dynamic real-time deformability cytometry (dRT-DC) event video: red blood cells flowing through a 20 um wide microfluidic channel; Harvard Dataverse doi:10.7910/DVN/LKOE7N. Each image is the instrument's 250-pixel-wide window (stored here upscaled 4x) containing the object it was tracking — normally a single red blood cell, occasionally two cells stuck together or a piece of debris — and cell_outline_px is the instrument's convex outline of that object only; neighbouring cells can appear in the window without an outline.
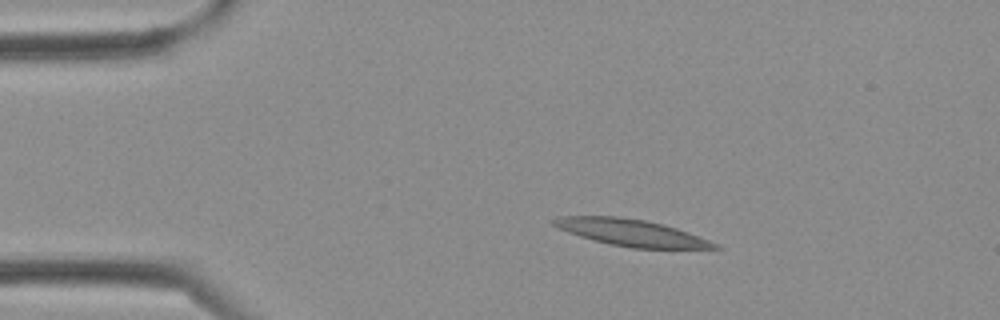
{"species": "Egyptian fruit bat (a non-hibernating species)", "species_latin": "Rousettus aegyptiacus", "temperature_condition": "cold", "stored_images_in_passage": 4, "camera_frame_rate_fps": 3000, "um_per_image_px": 0.085, "frame": {"image": 1, "passage_image": 3, "time_ms": 0.667, "image_size_px": [1000, 320], "cell_outline_px": [[724, 248], [632, 248], [592, 240], [568, 232], [552, 224], [552, 220], [560, 216], [620, 216], [644, 220], [664, 224], [688, 232], [720, 244]], "centroid_in_image_um": [53.68, 19.77], "position_along_channel_um": 31.3, "area_um2": 24.85}}
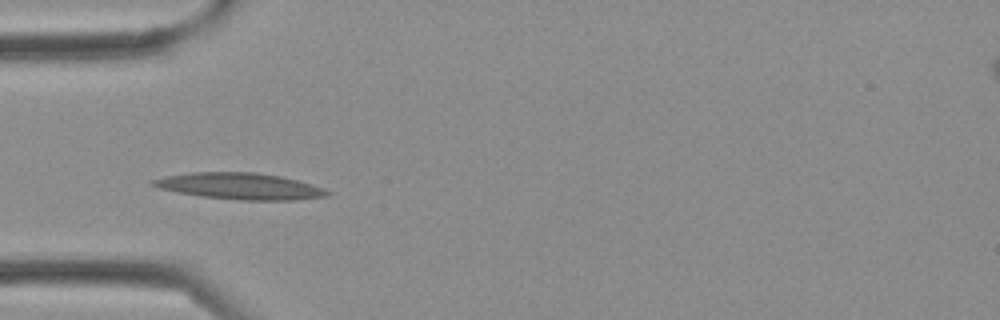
{"frame": {"image": 2, "passage_image": 4, "time_ms": 1.0, "image_size_px": [1000, 320], "cell_outline_px": [[332, 192], [328, 196], [296, 200], [240, 200], [200, 196], [160, 188], [148, 184], [148, 180], [168, 176], [192, 172], [256, 172], [280, 176], [312, 184], [324, 188]], "centroid_in_image_um": [20.41, 15.82], "position_along_channel_um": 64.6, "area_um2": 26.82}}